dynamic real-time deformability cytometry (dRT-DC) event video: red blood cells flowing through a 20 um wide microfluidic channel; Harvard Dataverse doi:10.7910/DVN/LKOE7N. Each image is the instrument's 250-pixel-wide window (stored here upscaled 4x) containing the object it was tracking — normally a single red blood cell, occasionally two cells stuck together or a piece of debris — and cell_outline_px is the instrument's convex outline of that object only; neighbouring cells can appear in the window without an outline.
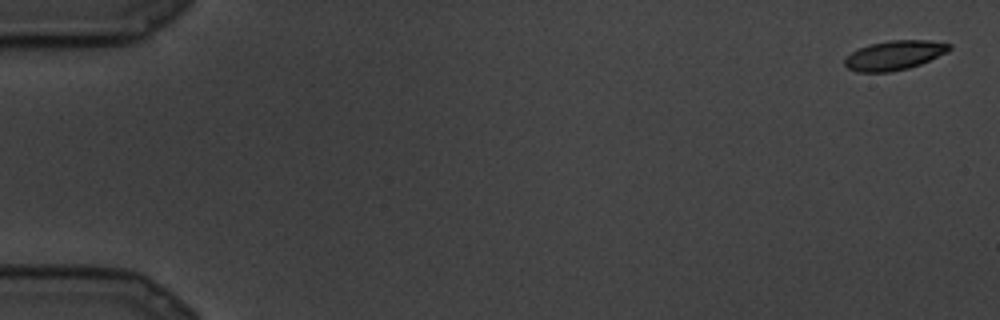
{"species": "common noctule bat (a hibernating species)", "species_latin": "Nyctalus noctula", "temperature_condition": "cold", "stored_images_in_passage": 7, "camera_frame_rate_fps": 3000, "um_per_image_px": 0.085, "animal": {"sex": "male", "body_mass_g": 19.5, "forearm_length_mm": 54.6}, "frame": {"image": 1, "passage_image": 1, "time_ms": 0.0, "image_size_px": [1000, 320], "cell_outline_px": [[952, 48], [948, 52], [920, 64], [908, 68], [888, 72], [856, 72], [848, 68], [844, 64], [844, 60], [852, 52], [868, 44], [888, 40], [928, 40], [952, 44]], "centroid_in_image_um": [76.04, 4.69], "position_along_channel_um": 9.0, "area_um2": 17.92}}
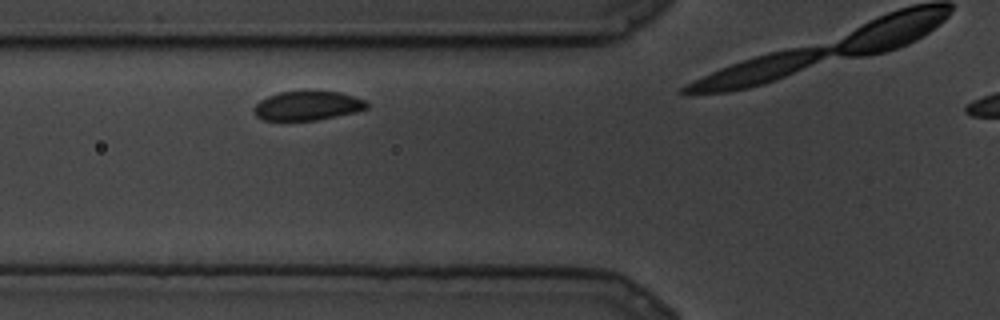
{"frame": {"image": 2, "passage_image": 6, "time_ms": 1.667, "image_size_px": [1000, 320], "cell_outline_px": [[368, 108], [356, 112], [316, 120], [264, 120], [256, 116], [252, 108], [260, 100], [268, 96], [280, 92], [340, 92], [364, 100], [368, 104]], "centroid_in_image_um": [26.12, 9.0], "position_along_channel_um": 99.7, "area_um2": 18.9}}